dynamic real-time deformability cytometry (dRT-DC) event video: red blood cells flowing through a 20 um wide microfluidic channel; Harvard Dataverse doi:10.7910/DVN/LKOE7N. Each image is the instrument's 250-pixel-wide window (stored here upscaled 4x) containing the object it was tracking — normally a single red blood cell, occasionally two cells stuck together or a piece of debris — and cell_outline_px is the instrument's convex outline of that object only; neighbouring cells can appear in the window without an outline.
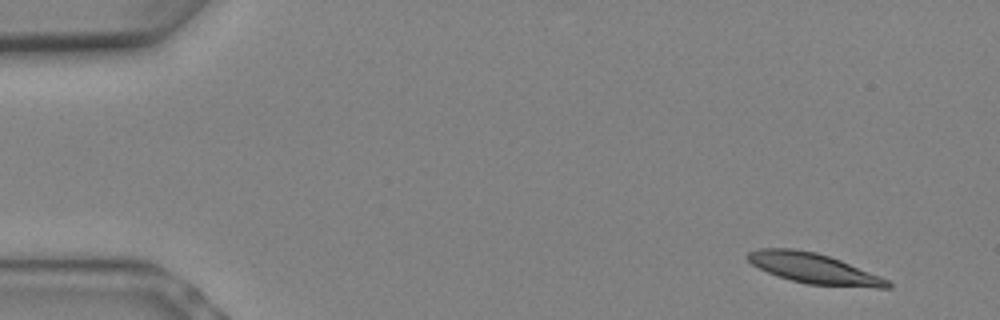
{"species": "Egyptian fruit bat (a non-hibernating species)", "species_latin": "Rousettus aegyptiacus", "temperature_condition": "warm", "stored_images_in_passage": 8, "camera_frame_rate_fps": 3000, "um_per_image_px": 0.085, "animal": {"sex": "female"}, "frame": {"image": 1, "passage_image": 2, "time_ms": 0.333, "image_size_px": [1000, 320], "cell_outline_px": [[892, 288], [876, 288], [808, 284], [776, 276], [752, 264], [744, 256], [748, 252], [760, 248], [792, 248], [816, 252], [840, 260], [880, 276], [888, 280], [892, 284]], "centroid_in_image_um": [69.16, 22.82], "position_along_channel_um": 15.8, "area_um2": 24.62}}
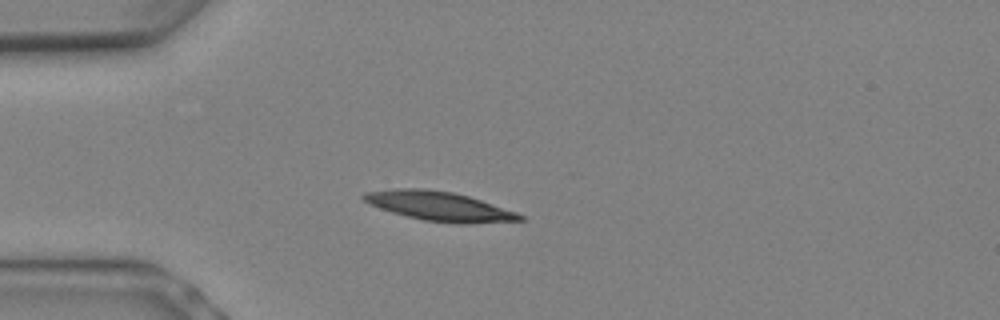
{"frame": {"image": 2, "passage_image": 6, "time_ms": 1.667, "image_size_px": [1000, 320], "cell_outline_px": [[524, 220], [468, 224], [456, 224], [424, 220], [392, 212], [380, 208], [364, 200], [360, 196], [364, 192], [392, 188], [428, 188], [452, 192], [468, 196], [516, 212], [524, 216]], "centroid_in_image_um": [37.32, 17.52], "position_along_channel_um": 47.7, "area_um2": 26.59}}
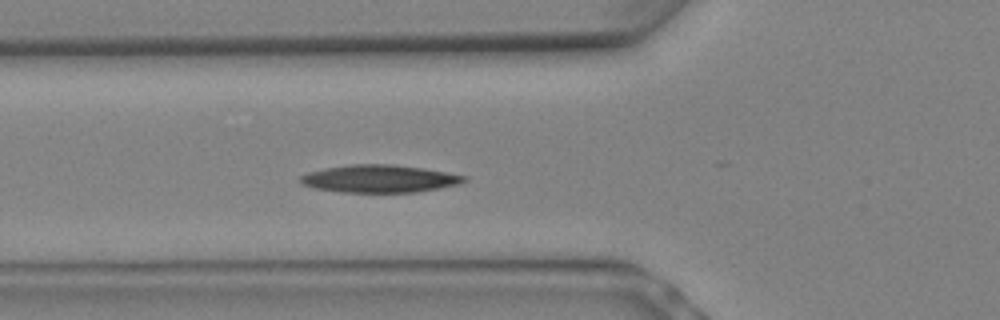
{"frame": {"image": 3, "passage_image": 8, "time_ms": 2.333, "image_size_px": [1000, 320], "cell_outline_px": [[468, 180], [460, 184], [416, 192], [340, 192], [312, 188], [300, 184], [300, 176], [308, 172], [324, 168], [348, 164], [396, 164], [424, 168], [468, 176]], "centroid_in_image_um": [32.24, 15.18], "position_along_channel_um": 93.6, "area_um2": 26.65}}